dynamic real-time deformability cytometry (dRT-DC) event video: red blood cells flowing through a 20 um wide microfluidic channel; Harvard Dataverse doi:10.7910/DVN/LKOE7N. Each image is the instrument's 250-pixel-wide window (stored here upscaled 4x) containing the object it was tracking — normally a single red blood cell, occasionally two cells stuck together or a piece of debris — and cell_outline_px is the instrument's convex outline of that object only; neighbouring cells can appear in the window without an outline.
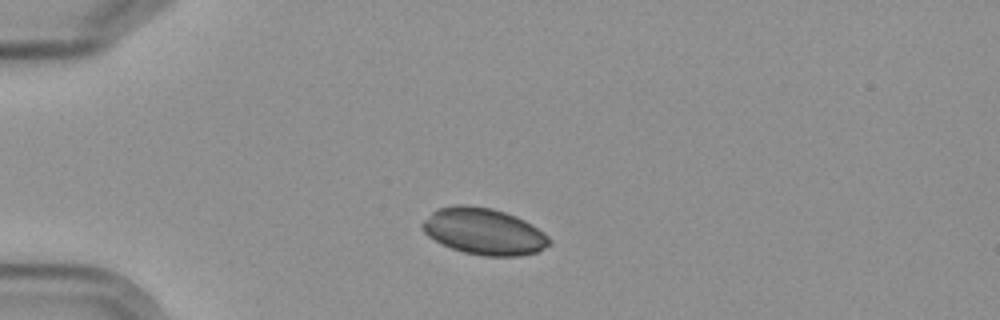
{"species": "Egyptian fruit bat (a non-hibernating species)", "species_latin": "Rousettus aegyptiacus", "temperature_condition": "cold", "stored_images_in_passage": 2, "camera_frame_rate_fps": 3000, "um_per_image_px": 0.085, "frame": {"image": 1, "passage_image": 1, "time_ms": 0.0, "image_size_px": [1000, 320], "cell_outline_px": [[552, 244], [536, 252], [520, 256], [484, 256], [464, 252], [440, 244], [428, 236], [420, 228], [420, 224], [432, 212], [440, 208], [456, 204], [464, 204], [492, 208], [516, 216], [532, 224], [544, 232], [552, 240]], "centroid_in_image_um": [41.13, 19.67], "position_along_channel_um": 43.9, "area_um2": 34.62}}